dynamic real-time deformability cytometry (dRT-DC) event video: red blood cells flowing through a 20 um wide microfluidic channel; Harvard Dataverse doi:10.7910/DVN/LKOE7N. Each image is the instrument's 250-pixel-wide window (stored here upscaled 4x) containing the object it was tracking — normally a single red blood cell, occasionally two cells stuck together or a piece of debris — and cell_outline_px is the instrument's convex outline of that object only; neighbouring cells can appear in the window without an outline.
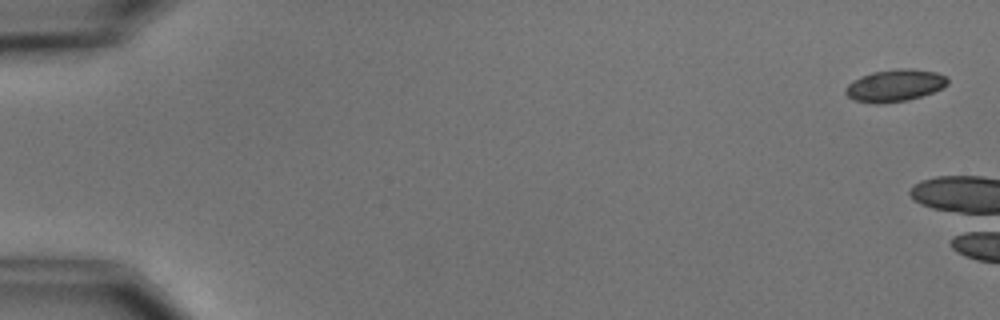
{"species": "common noctule bat (a hibernating species)", "species_latin": "Nyctalus noctula", "temperature_condition": "cold", "stored_images_in_passage": 6, "camera_frame_rate_fps": 3000, "um_per_image_px": 0.085, "animal": {"sex": "male", "body_mass_g": 15.6}, "frame": {"image": 1, "passage_image": 1, "time_ms": 0.0, "image_size_px": [1000, 320], "cell_outline_px": [[948, 84], [932, 92], [908, 100], [876, 104], [856, 100], [848, 96], [844, 92], [844, 88], [852, 80], [872, 72], [900, 68], [912, 68], [936, 72], [948, 76]], "centroid_in_image_um": [76.06, 7.25], "position_along_channel_um": 8.9, "area_um2": 19.07}}